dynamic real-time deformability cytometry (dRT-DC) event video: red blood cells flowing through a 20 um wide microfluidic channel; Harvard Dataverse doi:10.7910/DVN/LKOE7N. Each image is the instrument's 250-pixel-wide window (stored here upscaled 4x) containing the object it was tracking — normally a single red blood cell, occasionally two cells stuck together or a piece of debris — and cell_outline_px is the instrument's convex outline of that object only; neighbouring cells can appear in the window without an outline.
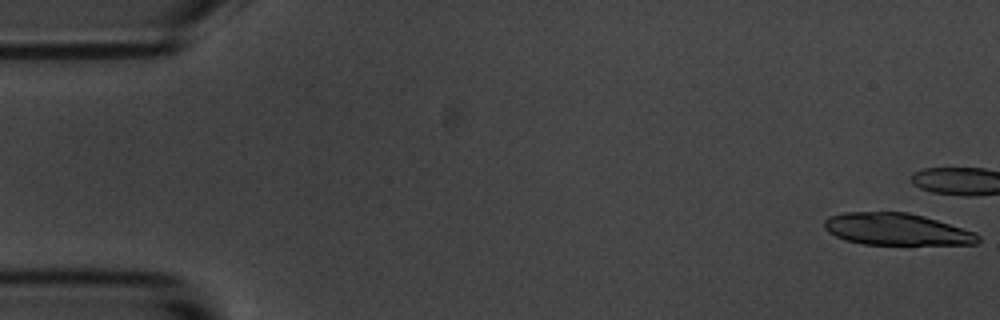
{"species": "common noctule bat (a hibernating species)", "species_latin": "Nyctalus noctula", "temperature_condition": "room temperature", "stored_images_in_passage": 4, "camera_frame_rate_fps": 3000, "um_per_image_px": 0.085, "animal": {"sex": "male", "body_mass_g": 20.1, "forearm_length_mm": 53.5}, "frame": {"image": 1, "passage_image": 1, "time_ms": 0.0, "image_size_px": [1000, 320], "cell_outline_px": [[980, 240], [976, 244], [864, 244], [844, 240], [828, 232], [824, 228], [824, 220], [828, 216], [844, 212], [908, 212], [924, 216], [976, 232], [980, 236]], "centroid_in_image_um": [76.19, 19.48], "position_along_channel_um": 8.8, "area_um2": 28.61}}